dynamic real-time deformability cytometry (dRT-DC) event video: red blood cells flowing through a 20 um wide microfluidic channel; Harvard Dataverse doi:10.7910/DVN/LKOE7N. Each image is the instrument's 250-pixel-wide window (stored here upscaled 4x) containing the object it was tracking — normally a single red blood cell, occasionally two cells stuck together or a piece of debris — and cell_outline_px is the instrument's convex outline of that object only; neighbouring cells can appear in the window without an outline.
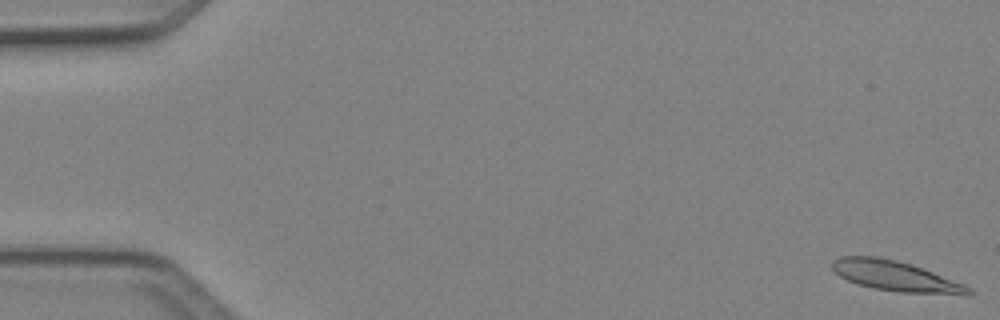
{"species": "Egyptian fruit bat (a non-hibernating species)", "species_latin": "Rousettus aegyptiacus", "temperature_condition": "cold", "stored_images_in_passage": 4, "camera_frame_rate_fps": 3000, "um_per_image_px": 0.085, "animal": {"sex": "female"}, "frame": {"image": 1, "passage_image": 1, "time_ms": 0.0, "image_size_px": [1000, 320], "cell_outline_px": [[972, 296], [968, 296], [900, 292], [872, 288], [856, 284], [840, 276], [832, 268], [832, 260], [840, 256], [880, 256], [912, 264], [964, 284], [972, 288]], "centroid_in_image_um": [76.17, 23.48], "position_along_channel_um": 8.8, "area_um2": 24.33}}
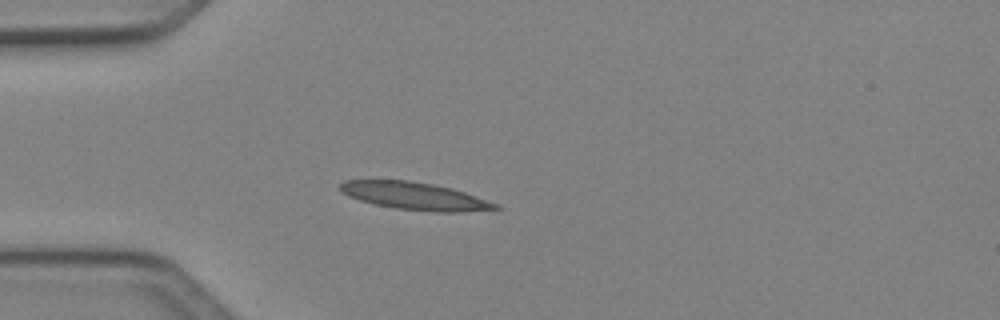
{"frame": {"image": 2, "passage_image": 4, "time_ms": 1.0, "image_size_px": [1000, 320], "cell_outline_px": [[500, 208], [456, 212], [436, 212], [396, 208], [376, 204], [360, 200], [348, 196], [340, 192], [340, 184], [344, 180], [408, 180], [432, 184], [452, 188], [464, 192], [496, 204]], "centroid_in_image_um": [35.18, 16.65], "position_along_channel_um": 49.8, "area_um2": 24.45}}